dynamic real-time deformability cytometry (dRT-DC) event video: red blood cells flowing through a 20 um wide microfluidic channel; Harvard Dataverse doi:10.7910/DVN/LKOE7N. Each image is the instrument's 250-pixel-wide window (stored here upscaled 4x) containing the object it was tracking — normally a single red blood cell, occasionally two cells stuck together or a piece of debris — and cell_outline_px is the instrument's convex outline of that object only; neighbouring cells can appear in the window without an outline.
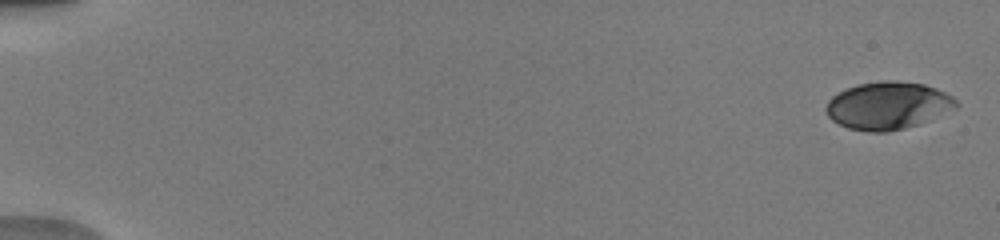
{"species": "human", "species_latin": "Homo sapiens", "temperature_condition": "warm", "stored_images_in_passage": 21, "camera_frame_rate_fps": 3000, "um_per_image_px": 0.085, "donor": {"sex": "male"}, "frame": {"image": 1, "passage_image": 1, "time_ms": 0.0, "image_size_px": [1000, 240], "cell_outline_px": [[960, 104], [956, 108], [920, 124], [888, 132], [868, 132], [848, 128], [832, 120], [828, 116], [824, 108], [828, 100], [832, 96], [856, 84], [880, 80], [896, 80], [924, 84], [936, 88], [952, 96]], "centroid_in_image_um": [75.47, 8.97], "position_along_channel_um": 9.5, "area_um2": 36.3}}
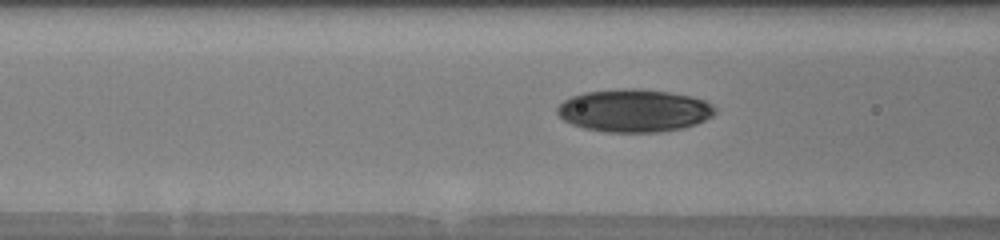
{"frame": {"image": 2, "passage_image": 17, "time_ms": 7.0, "image_size_px": [1000, 240], "cell_outline_px": [[716, 112], [712, 116], [696, 124], [684, 128], [660, 132], [604, 132], [584, 128], [572, 124], [564, 120], [556, 112], [556, 108], [564, 100], [572, 96], [584, 92], [624, 88], [640, 88], [668, 92], [692, 96], [704, 100], [712, 104], [716, 108]], "centroid_in_image_um": [53.91, 9.4], "position_along_channel_um": 112.7, "area_um2": 39.54}}
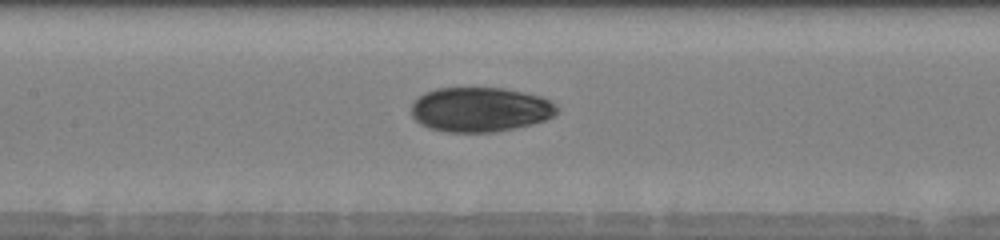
{"frame": {"image": 3, "passage_image": 20, "time_ms": 8.333, "image_size_px": [1000, 240], "cell_outline_px": [[560, 112], [556, 116], [532, 124], [496, 132], [444, 132], [428, 128], [420, 124], [412, 116], [412, 100], [424, 92], [436, 88], [504, 88], [524, 92], [540, 96], [552, 100], [560, 108]], "centroid_in_image_um": [40.84, 9.31], "position_along_channel_um": 166.6, "area_um2": 38.49}}